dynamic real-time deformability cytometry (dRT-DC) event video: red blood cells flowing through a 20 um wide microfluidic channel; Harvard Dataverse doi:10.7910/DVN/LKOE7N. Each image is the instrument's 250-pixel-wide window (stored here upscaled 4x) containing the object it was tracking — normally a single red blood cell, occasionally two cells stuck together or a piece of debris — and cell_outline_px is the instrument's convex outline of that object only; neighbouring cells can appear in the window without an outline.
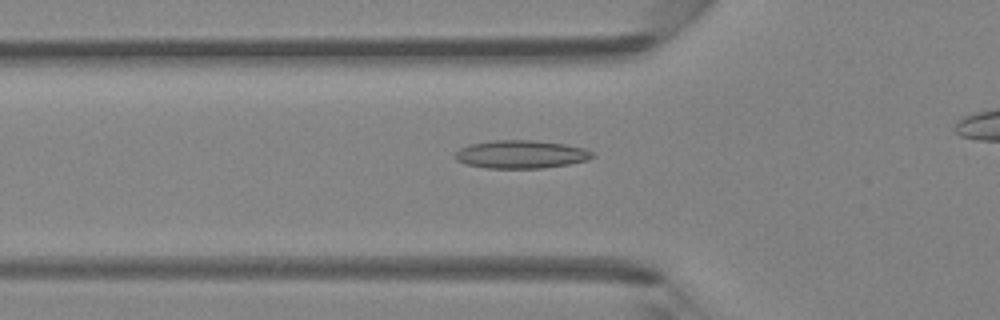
{"species": "Egyptian fruit bat (a non-hibernating species)", "species_latin": "Rousettus aegyptiacus", "temperature_condition": "room temperature", "stored_images_in_passage": 41, "camera_frame_rate_fps": 3000, "um_per_image_px": 0.085, "animal": {"sex": "female"}, "frame": {"image": 1, "passage_image": 16, "time_ms": 5.0, "image_size_px": [1000, 320], "cell_outline_px": [[596, 156], [588, 160], [568, 164], [540, 168], [484, 168], [464, 164], [456, 160], [452, 156], [460, 148], [472, 144], [496, 140], [532, 140], [564, 144], [584, 148], [592, 152]], "centroid_in_image_um": [44.26, 13.12], "position_along_channel_um": 81.5, "area_um2": 22.48}}
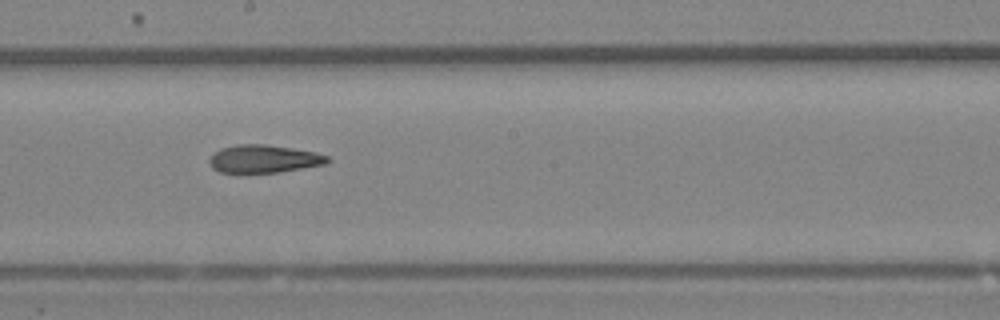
{"frame": {"image": 2, "passage_image": 26, "time_ms": 8.333, "image_size_px": [1000, 320], "cell_outline_px": [[332, 160], [324, 164], [276, 172], [220, 172], [212, 168], [208, 160], [220, 148], [236, 144], [264, 144], [292, 148], [316, 152], [328, 156]], "centroid_in_image_um": [22.42, 13.49], "position_along_channel_um": 225.8, "area_um2": 18.96}}
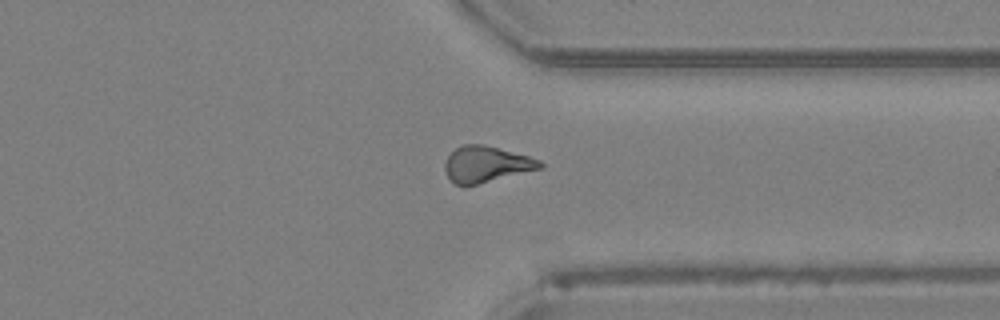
{"frame": {"image": 3, "passage_image": 36, "time_ms": 11.667, "image_size_px": [1000, 320], "cell_outline_px": [[544, 168], [464, 188], [456, 184], [448, 176], [444, 168], [444, 164], [448, 156], [460, 144], [484, 144], [528, 156], [540, 160], [544, 164]], "centroid_in_image_um": [41.34, 13.98], "position_along_channel_um": 370.1, "area_um2": 20.35}, "authors_computed_cell_mechanics": {"area_um2": 20.23, "velocity_mm_per_s": 4.3214, "shape_relaxation_time_tau1_ms": null, "shape_relaxation_time_tau2_ms": 2.1921, "deformation_change_tau1": null, "deformation_change_tau2": 0.1088}}